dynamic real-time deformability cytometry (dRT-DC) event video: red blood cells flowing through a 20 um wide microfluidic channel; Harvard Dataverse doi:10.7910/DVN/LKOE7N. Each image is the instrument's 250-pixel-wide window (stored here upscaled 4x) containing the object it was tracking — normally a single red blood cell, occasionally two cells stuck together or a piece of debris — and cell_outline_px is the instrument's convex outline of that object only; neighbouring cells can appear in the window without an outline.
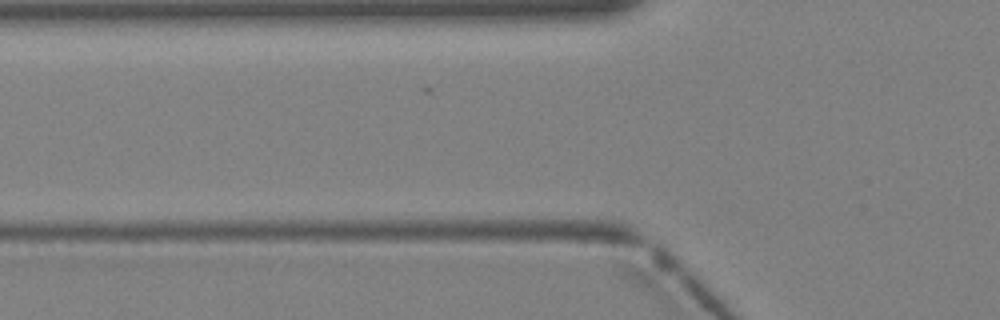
{"species": "Egyptian fruit bat (a non-hibernating species)", "species_latin": "Rousettus aegyptiacus", "temperature_condition": "warm", "stored_images_in_passage": 5, "camera_frame_rate_fps": 3000, "um_per_image_px": 0.085, "animal": {"sex": "female"}, "frame": {"image": 1, "passage_image": 5, "time_ms": 1.333, "image_size_px": [1000, 320], "cell_outline_px": [[312, 116], [304, 120], [264, 124], [244, 124], [196, 120], [184, 116], [180, 112], [188, 108], [268, 104], [296, 104], [312, 112]], "centroid_in_image_um": [21.22, 9.67], "position_along_channel_um": 104.6, "area_um2": 14.68}}